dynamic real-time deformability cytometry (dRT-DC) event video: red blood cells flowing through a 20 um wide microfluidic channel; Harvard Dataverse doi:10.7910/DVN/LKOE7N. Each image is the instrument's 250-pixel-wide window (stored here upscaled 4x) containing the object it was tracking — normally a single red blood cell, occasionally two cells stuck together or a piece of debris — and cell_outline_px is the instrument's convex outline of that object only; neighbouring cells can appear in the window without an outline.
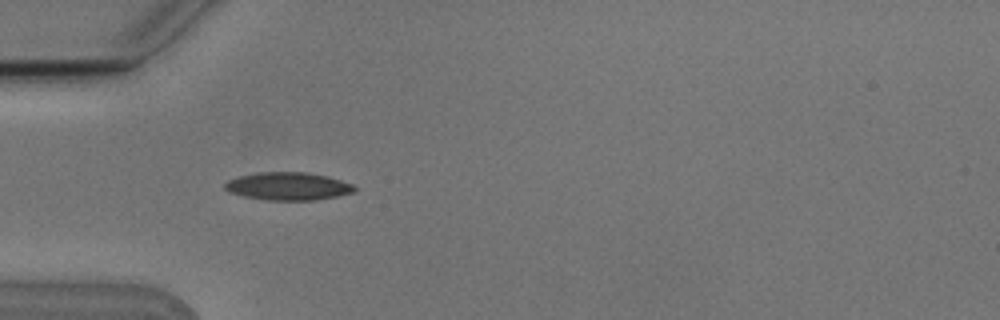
{"species": "Egyptian fruit bat (a non-hibernating species)", "species_latin": "Rousettus aegyptiacus", "temperature_condition": "cold", "stored_images_in_passage": 7, "camera_frame_rate_fps": 3000, "um_per_image_px": 0.085, "animal": {"sex": "male"}, "frame": {"image": 1, "passage_image": 6, "time_ms": 1.667, "image_size_px": [1000, 320], "cell_outline_px": [[356, 192], [336, 196], [312, 200], [264, 200], [244, 196], [228, 192], [224, 188], [224, 184], [228, 180], [240, 176], [260, 172], [308, 172], [328, 176], [352, 184], [356, 188]], "centroid_in_image_um": [24.48, 15.83], "position_along_channel_um": 60.5, "area_um2": 21.04}}